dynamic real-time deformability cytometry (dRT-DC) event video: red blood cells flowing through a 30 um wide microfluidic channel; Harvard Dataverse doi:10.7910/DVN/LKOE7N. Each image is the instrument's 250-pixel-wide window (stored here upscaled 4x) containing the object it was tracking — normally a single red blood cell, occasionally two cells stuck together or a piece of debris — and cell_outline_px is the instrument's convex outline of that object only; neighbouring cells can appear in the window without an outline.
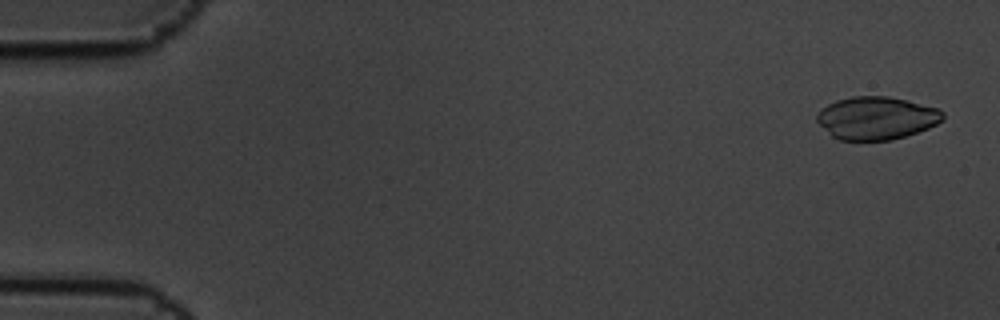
{"species": "common noctule bat (a hibernating species)", "species_latin": "Nyctalus noctula", "temperature_condition": "cold", "stored_images_in_passage": 8, "camera_frame_rate_fps": 3000, "um_per_image_px": 0.085, "animal": {"sex": "male", "body_mass_g": 19.5, "forearm_length_mm": 54.6}, "frame": {"image": 1, "passage_image": 1, "time_ms": 0.0, "image_size_px": [1000, 320], "cell_outline_px": [[944, 120], [928, 128], [892, 140], [840, 140], [832, 136], [816, 120], [816, 116], [820, 108], [836, 100], [852, 96], [888, 96], [908, 100], [940, 108], [944, 112]], "centroid_in_image_um": [74.51, 10.02], "position_along_channel_um": 10.5, "area_um2": 31.62}}